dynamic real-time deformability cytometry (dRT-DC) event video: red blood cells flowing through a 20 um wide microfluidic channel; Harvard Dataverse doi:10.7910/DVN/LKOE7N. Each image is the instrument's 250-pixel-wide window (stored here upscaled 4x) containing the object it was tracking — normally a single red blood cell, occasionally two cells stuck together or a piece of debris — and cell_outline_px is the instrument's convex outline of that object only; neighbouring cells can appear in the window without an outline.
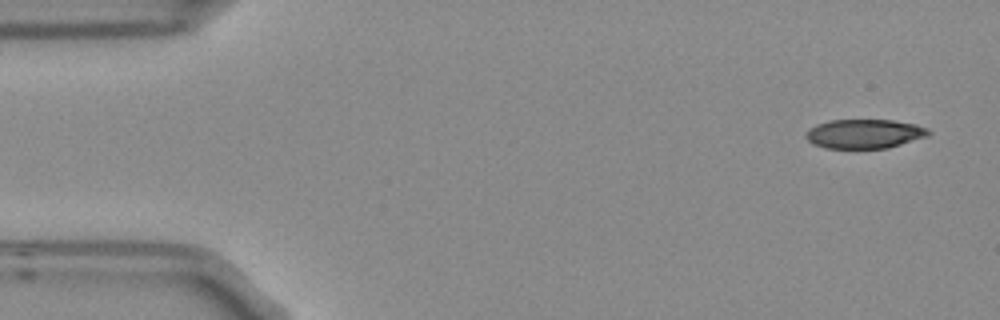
{"species": "Egyptian fruit bat (a non-hibernating species)", "species_latin": "Rousettus aegyptiacus", "temperature_condition": "room temperature", "stored_images_in_passage": 14, "camera_frame_rate_fps": 3000, "um_per_image_px": 0.085, "frame": {"image": 1, "passage_image": 1, "time_ms": 0.0, "image_size_px": [1000, 320], "cell_outline_px": [[932, 132], [928, 136], [888, 148], [824, 148], [812, 144], [804, 136], [816, 124], [828, 120], [892, 120], [916, 124], [928, 128]], "centroid_in_image_um": [73.5, 11.37], "position_along_channel_um": 11.5, "area_um2": 20.92}}
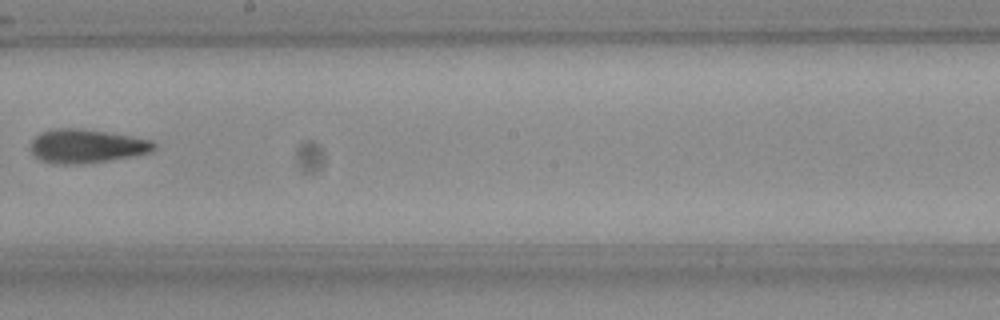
{"frame": {"image": 2, "passage_image": 8, "time_ms": 2.333, "image_size_px": [1000, 320], "cell_outline_px": [[156, 148], [152, 152], [132, 156], [104, 160], [72, 164], [64, 164], [40, 160], [32, 152], [32, 140], [40, 132], [52, 128], [84, 128], [108, 132], [152, 140], [156, 144]], "centroid_in_image_um": [7.37, 12.39], "position_along_channel_um": 240.8, "area_um2": 23.99}}
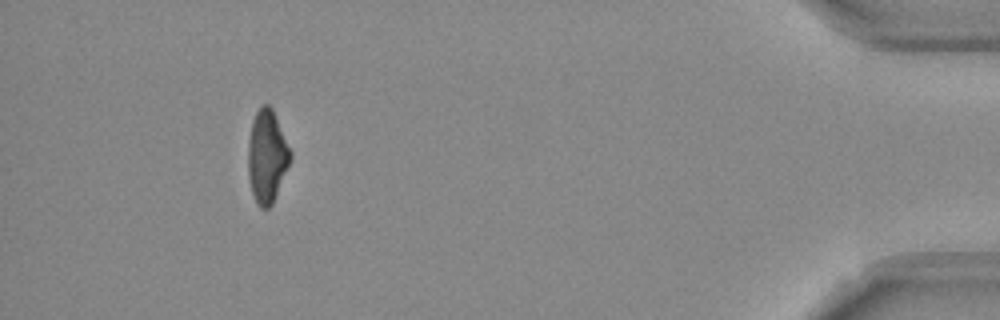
{"frame": {"image": 3, "passage_image": 13, "time_ms": 4.0, "image_size_px": [1000, 320], "cell_outline_px": [[292, 156], [272, 204], [268, 208], [260, 208], [252, 192], [248, 176], [248, 140], [252, 120], [260, 104], [268, 104], [272, 108], [292, 152]], "centroid_in_image_um": [22.68, 13.25], "position_along_channel_um": 412.5, "area_um2": 22.77}}